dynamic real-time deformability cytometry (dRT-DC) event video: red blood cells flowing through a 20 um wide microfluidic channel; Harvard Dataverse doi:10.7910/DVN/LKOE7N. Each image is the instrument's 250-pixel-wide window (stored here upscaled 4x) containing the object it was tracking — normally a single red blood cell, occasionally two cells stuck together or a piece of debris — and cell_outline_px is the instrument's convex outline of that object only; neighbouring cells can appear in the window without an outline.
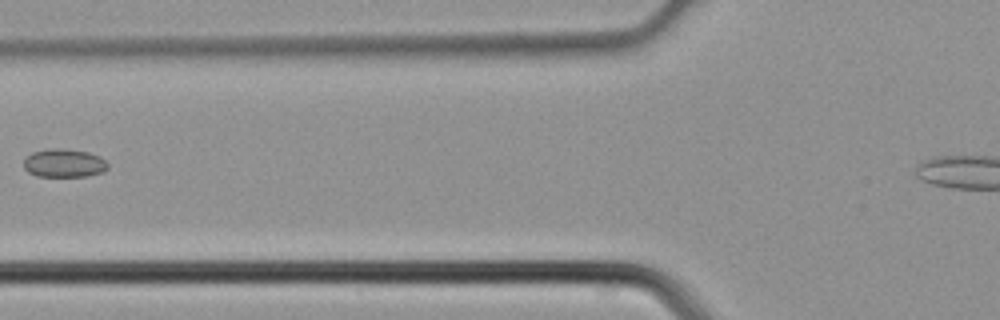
{"species": "common noctule bat (a hibernating species)", "species_latin": "Nyctalus noctula", "temperature_condition": "cold", "stored_images_in_passage": 5, "camera_frame_rate_fps": 3000, "um_per_image_px": 0.085, "animal": {"sex": "male", "body_mass_g": 21.5, "forearm_length_mm": 52.0}, "frame": {"image": 1, "passage_image": 5, "time_ms": 1.333, "image_size_px": [1000, 320], "cell_outline_px": [[108, 168], [104, 172], [88, 176], [36, 176], [28, 172], [24, 168], [24, 160], [32, 152], [52, 148], [64, 148], [88, 152], [100, 156], [108, 164]], "centroid_in_image_um": [5.46, 13.86], "position_along_channel_um": 120.3, "area_um2": 13.99}}